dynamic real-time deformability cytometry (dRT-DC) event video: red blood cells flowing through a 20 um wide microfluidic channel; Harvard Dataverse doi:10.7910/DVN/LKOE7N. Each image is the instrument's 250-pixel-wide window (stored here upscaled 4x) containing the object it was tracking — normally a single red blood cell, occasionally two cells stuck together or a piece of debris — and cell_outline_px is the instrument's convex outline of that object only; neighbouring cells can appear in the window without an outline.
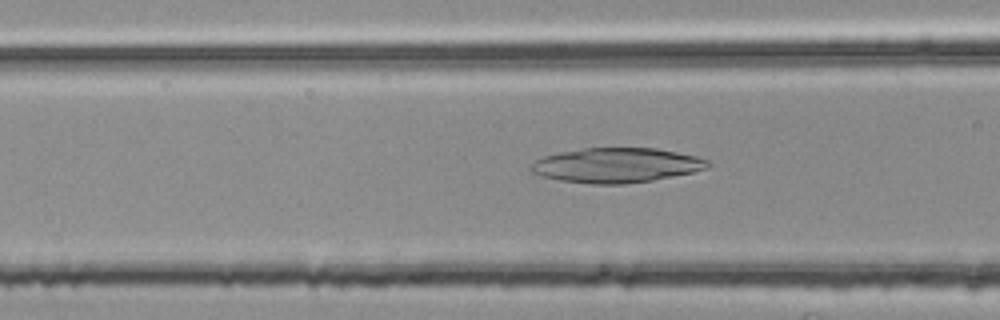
{"species": "common noctule bat (a hibernating species)", "species_latin": "Nyctalus noctula", "temperature_condition": "room temperature", "stored_images_in_passage": 39, "camera_frame_rate_fps": 3000, "um_per_image_px": 0.085, "animal": {"sex": "female", "body_mass_g": 25.1}, "frame": {"image": 1, "passage_image": 6, "time_ms": 1.667, "image_size_px": [1000, 320], "cell_outline_px": [[712, 164], [704, 168], [692, 172], [652, 180], [624, 184], [592, 184], [560, 180], [544, 176], [532, 172], [528, 168], [528, 164], [544, 156], [560, 152], [584, 148], [656, 148], [696, 156], [708, 160]], "centroid_in_image_um": [52.36, 14.04], "position_along_channel_um": 114.2, "area_um2": 35.6}}
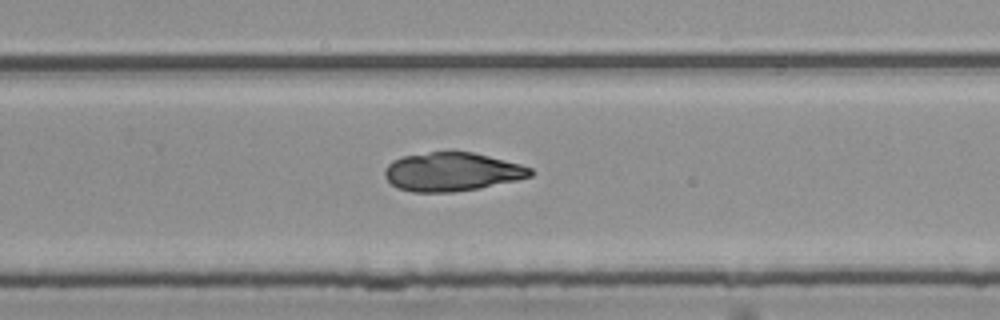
{"frame": {"image": 2, "passage_image": 20, "time_ms": 6.333, "image_size_px": [1000, 320], "cell_outline_px": [[532, 176], [516, 180], [476, 188], [452, 192], [412, 192], [396, 188], [384, 176], [384, 168], [392, 160], [400, 156], [452, 148], [472, 152], [520, 164], [532, 168]], "centroid_in_image_um": [38.35, 14.56], "position_along_channel_um": 291.5, "area_um2": 33.35}}
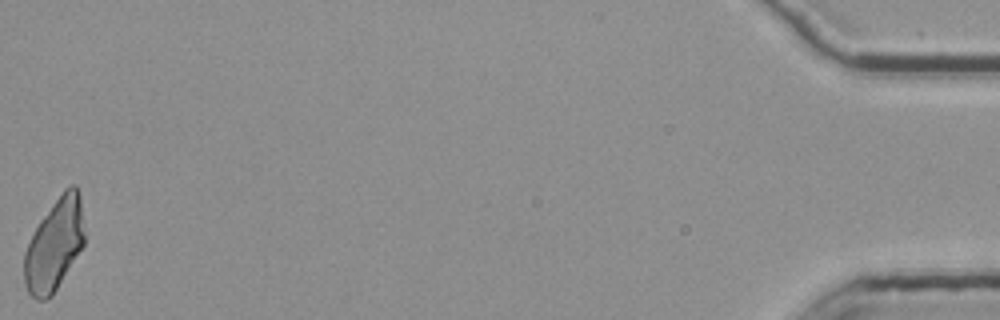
{"frame": {"image": 3, "passage_image": 39, "time_ms": 12.667, "image_size_px": [1000, 320], "cell_outline_px": [[84, 244], [52, 296], [44, 300], [36, 300], [28, 292], [24, 284], [24, 252], [40, 220], [64, 188], [68, 184], [76, 184], [80, 196], [84, 224]], "centroid_in_image_um": [4.63, 20.79], "position_along_channel_um": 430.6, "area_um2": 32.19}}